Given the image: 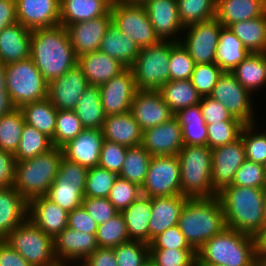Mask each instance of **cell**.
Returning <instances> with one entry per match:
<instances>
[{"label": "cell", "mask_w": 266, "mask_h": 266, "mask_svg": "<svg viewBox=\"0 0 266 266\" xmlns=\"http://www.w3.org/2000/svg\"><path fill=\"white\" fill-rule=\"evenodd\" d=\"M30 58L49 84L77 65L65 26L31 31Z\"/></svg>", "instance_id": "obj_1"}, {"label": "cell", "mask_w": 266, "mask_h": 266, "mask_svg": "<svg viewBox=\"0 0 266 266\" xmlns=\"http://www.w3.org/2000/svg\"><path fill=\"white\" fill-rule=\"evenodd\" d=\"M227 228L255 236L265 225V189L230 185L217 194Z\"/></svg>", "instance_id": "obj_2"}, {"label": "cell", "mask_w": 266, "mask_h": 266, "mask_svg": "<svg viewBox=\"0 0 266 266\" xmlns=\"http://www.w3.org/2000/svg\"><path fill=\"white\" fill-rule=\"evenodd\" d=\"M178 226L189 245L197 252L205 242L227 228L218 196L188 198L181 210Z\"/></svg>", "instance_id": "obj_3"}, {"label": "cell", "mask_w": 266, "mask_h": 266, "mask_svg": "<svg viewBox=\"0 0 266 266\" xmlns=\"http://www.w3.org/2000/svg\"><path fill=\"white\" fill-rule=\"evenodd\" d=\"M197 266H256L254 237L225 228L196 252Z\"/></svg>", "instance_id": "obj_4"}, {"label": "cell", "mask_w": 266, "mask_h": 266, "mask_svg": "<svg viewBox=\"0 0 266 266\" xmlns=\"http://www.w3.org/2000/svg\"><path fill=\"white\" fill-rule=\"evenodd\" d=\"M62 157V149L53 147L32 159L16 162L12 187L27 201L45 196L58 174Z\"/></svg>", "instance_id": "obj_5"}, {"label": "cell", "mask_w": 266, "mask_h": 266, "mask_svg": "<svg viewBox=\"0 0 266 266\" xmlns=\"http://www.w3.org/2000/svg\"><path fill=\"white\" fill-rule=\"evenodd\" d=\"M180 163L181 195L188 198L217 196L212 189V149L199 145H184L177 154Z\"/></svg>", "instance_id": "obj_6"}, {"label": "cell", "mask_w": 266, "mask_h": 266, "mask_svg": "<svg viewBox=\"0 0 266 266\" xmlns=\"http://www.w3.org/2000/svg\"><path fill=\"white\" fill-rule=\"evenodd\" d=\"M176 41L160 40L140 49L130 67L138 90L158 91L170 80L169 61L171 48Z\"/></svg>", "instance_id": "obj_7"}, {"label": "cell", "mask_w": 266, "mask_h": 266, "mask_svg": "<svg viewBox=\"0 0 266 266\" xmlns=\"http://www.w3.org/2000/svg\"><path fill=\"white\" fill-rule=\"evenodd\" d=\"M6 91L15 108L48 97V83L29 57L5 65Z\"/></svg>", "instance_id": "obj_8"}, {"label": "cell", "mask_w": 266, "mask_h": 266, "mask_svg": "<svg viewBox=\"0 0 266 266\" xmlns=\"http://www.w3.org/2000/svg\"><path fill=\"white\" fill-rule=\"evenodd\" d=\"M4 241L20 253L31 266H60L54 255L53 238L28 218L10 232Z\"/></svg>", "instance_id": "obj_9"}, {"label": "cell", "mask_w": 266, "mask_h": 266, "mask_svg": "<svg viewBox=\"0 0 266 266\" xmlns=\"http://www.w3.org/2000/svg\"><path fill=\"white\" fill-rule=\"evenodd\" d=\"M88 170L62 157L58 174L45 197L67 212L80 207L85 197Z\"/></svg>", "instance_id": "obj_10"}, {"label": "cell", "mask_w": 266, "mask_h": 266, "mask_svg": "<svg viewBox=\"0 0 266 266\" xmlns=\"http://www.w3.org/2000/svg\"><path fill=\"white\" fill-rule=\"evenodd\" d=\"M112 22L140 48L160 41L142 3L112 2Z\"/></svg>", "instance_id": "obj_11"}, {"label": "cell", "mask_w": 266, "mask_h": 266, "mask_svg": "<svg viewBox=\"0 0 266 266\" xmlns=\"http://www.w3.org/2000/svg\"><path fill=\"white\" fill-rule=\"evenodd\" d=\"M222 28L223 25L215 17L190 24L184 27L183 38L179 42L195 64L215 63Z\"/></svg>", "instance_id": "obj_12"}, {"label": "cell", "mask_w": 266, "mask_h": 266, "mask_svg": "<svg viewBox=\"0 0 266 266\" xmlns=\"http://www.w3.org/2000/svg\"><path fill=\"white\" fill-rule=\"evenodd\" d=\"M141 192L150 198L181 195L178 156H152Z\"/></svg>", "instance_id": "obj_13"}, {"label": "cell", "mask_w": 266, "mask_h": 266, "mask_svg": "<svg viewBox=\"0 0 266 266\" xmlns=\"http://www.w3.org/2000/svg\"><path fill=\"white\" fill-rule=\"evenodd\" d=\"M209 97L220 102L233 118L240 120L245 125L257 123L252 95L231 72H223Z\"/></svg>", "instance_id": "obj_14"}, {"label": "cell", "mask_w": 266, "mask_h": 266, "mask_svg": "<svg viewBox=\"0 0 266 266\" xmlns=\"http://www.w3.org/2000/svg\"><path fill=\"white\" fill-rule=\"evenodd\" d=\"M245 159V147L241 137L212 149L211 181L216 194L232 185L233 178Z\"/></svg>", "instance_id": "obj_15"}, {"label": "cell", "mask_w": 266, "mask_h": 266, "mask_svg": "<svg viewBox=\"0 0 266 266\" xmlns=\"http://www.w3.org/2000/svg\"><path fill=\"white\" fill-rule=\"evenodd\" d=\"M102 106L106 116L120 115L130 111L138 91L130 68L99 86Z\"/></svg>", "instance_id": "obj_16"}, {"label": "cell", "mask_w": 266, "mask_h": 266, "mask_svg": "<svg viewBox=\"0 0 266 266\" xmlns=\"http://www.w3.org/2000/svg\"><path fill=\"white\" fill-rule=\"evenodd\" d=\"M53 243L56 260L63 266L69 263L80 264L99 247L96 234H87L68 227L53 239Z\"/></svg>", "instance_id": "obj_17"}, {"label": "cell", "mask_w": 266, "mask_h": 266, "mask_svg": "<svg viewBox=\"0 0 266 266\" xmlns=\"http://www.w3.org/2000/svg\"><path fill=\"white\" fill-rule=\"evenodd\" d=\"M130 112L142 131L167 122L175 115L159 91L149 90L136 92Z\"/></svg>", "instance_id": "obj_18"}, {"label": "cell", "mask_w": 266, "mask_h": 266, "mask_svg": "<svg viewBox=\"0 0 266 266\" xmlns=\"http://www.w3.org/2000/svg\"><path fill=\"white\" fill-rule=\"evenodd\" d=\"M89 86L82 69L76 65L48 84V99L57 110H74Z\"/></svg>", "instance_id": "obj_19"}, {"label": "cell", "mask_w": 266, "mask_h": 266, "mask_svg": "<svg viewBox=\"0 0 266 266\" xmlns=\"http://www.w3.org/2000/svg\"><path fill=\"white\" fill-rule=\"evenodd\" d=\"M142 4L158 38L179 42L184 26L179 19L177 0H145Z\"/></svg>", "instance_id": "obj_20"}, {"label": "cell", "mask_w": 266, "mask_h": 266, "mask_svg": "<svg viewBox=\"0 0 266 266\" xmlns=\"http://www.w3.org/2000/svg\"><path fill=\"white\" fill-rule=\"evenodd\" d=\"M141 145L151 156L177 155L184 146L178 119L174 116L167 122L143 131Z\"/></svg>", "instance_id": "obj_21"}, {"label": "cell", "mask_w": 266, "mask_h": 266, "mask_svg": "<svg viewBox=\"0 0 266 266\" xmlns=\"http://www.w3.org/2000/svg\"><path fill=\"white\" fill-rule=\"evenodd\" d=\"M17 21L29 30L60 25V0H15Z\"/></svg>", "instance_id": "obj_22"}, {"label": "cell", "mask_w": 266, "mask_h": 266, "mask_svg": "<svg viewBox=\"0 0 266 266\" xmlns=\"http://www.w3.org/2000/svg\"><path fill=\"white\" fill-rule=\"evenodd\" d=\"M112 22L111 12L104 16L65 26L77 57L99 50L100 43Z\"/></svg>", "instance_id": "obj_23"}, {"label": "cell", "mask_w": 266, "mask_h": 266, "mask_svg": "<svg viewBox=\"0 0 266 266\" xmlns=\"http://www.w3.org/2000/svg\"><path fill=\"white\" fill-rule=\"evenodd\" d=\"M104 136L102 130L84 129L61 147L63 157L90 169L98 166Z\"/></svg>", "instance_id": "obj_24"}, {"label": "cell", "mask_w": 266, "mask_h": 266, "mask_svg": "<svg viewBox=\"0 0 266 266\" xmlns=\"http://www.w3.org/2000/svg\"><path fill=\"white\" fill-rule=\"evenodd\" d=\"M68 213L45 196L28 201L27 218L53 239L68 226Z\"/></svg>", "instance_id": "obj_25"}, {"label": "cell", "mask_w": 266, "mask_h": 266, "mask_svg": "<svg viewBox=\"0 0 266 266\" xmlns=\"http://www.w3.org/2000/svg\"><path fill=\"white\" fill-rule=\"evenodd\" d=\"M188 197L172 195L152 198V214L149 222V244L153 238L178 225L179 216Z\"/></svg>", "instance_id": "obj_26"}, {"label": "cell", "mask_w": 266, "mask_h": 266, "mask_svg": "<svg viewBox=\"0 0 266 266\" xmlns=\"http://www.w3.org/2000/svg\"><path fill=\"white\" fill-rule=\"evenodd\" d=\"M77 65L82 69L89 85L94 86L105 84L126 69L118 60L99 50L79 56Z\"/></svg>", "instance_id": "obj_27"}, {"label": "cell", "mask_w": 266, "mask_h": 266, "mask_svg": "<svg viewBox=\"0 0 266 266\" xmlns=\"http://www.w3.org/2000/svg\"><path fill=\"white\" fill-rule=\"evenodd\" d=\"M31 30L19 22L0 31V63L18 62L30 57Z\"/></svg>", "instance_id": "obj_28"}, {"label": "cell", "mask_w": 266, "mask_h": 266, "mask_svg": "<svg viewBox=\"0 0 266 266\" xmlns=\"http://www.w3.org/2000/svg\"><path fill=\"white\" fill-rule=\"evenodd\" d=\"M101 130L105 140L127 148L141 145L143 131L130 111L106 116Z\"/></svg>", "instance_id": "obj_29"}, {"label": "cell", "mask_w": 266, "mask_h": 266, "mask_svg": "<svg viewBox=\"0 0 266 266\" xmlns=\"http://www.w3.org/2000/svg\"><path fill=\"white\" fill-rule=\"evenodd\" d=\"M28 201L13 187L0 189V240L27 219Z\"/></svg>", "instance_id": "obj_30"}, {"label": "cell", "mask_w": 266, "mask_h": 266, "mask_svg": "<svg viewBox=\"0 0 266 266\" xmlns=\"http://www.w3.org/2000/svg\"><path fill=\"white\" fill-rule=\"evenodd\" d=\"M265 13L266 0H216L215 18L223 27L254 19Z\"/></svg>", "instance_id": "obj_31"}, {"label": "cell", "mask_w": 266, "mask_h": 266, "mask_svg": "<svg viewBox=\"0 0 266 266\" xmlns=\"http://www.w3.org/2000/svg\"><path fill=\"white\" fill-rule=\"evenodd\" d=\"M112 0H60V25L89 21L110 11Z\"/></svg>", "instance_id": "obj_32"}, {"label": "cell", "mask_w": 266, "mask_h": 266, "mask_svg": "<svg viewBox=\"0 0 266 266\" xmlns=\"http://www.w3.org/2000/svg\"><path fill=\"white\" fill-rule=\"evenodd\" d=\"M140 49L131 38L120 32L113 22L110 23L99 46V51L115 58L126 68L133 65Z\"/></svg>", "instance_id": "obj_33"}, {"label": "cell", "mask_w": 266, "mask_h": 266, "mask_svg": "<svg viewBox=\"0 0 266 266\" xmlns=\"http://www.w3.org/2000/svg\"><path fill=\"white\" fill-rule=\"evenodd\" d=\"M121 213L124 217L130 240L144 242L149 245L152 198L141 195Z\"/></svg>", "instance_id": "obj_34"}, {"label": "cell", "mask_w": 266, "mask_h": 266, "mask_svg": "<svg viewBox=\"0 0 266 266\" xmlns=\"http://www.w3.org/2000/svg\"><path fill=\"white\" fill-rule=\"evenodd\" d=\"M231 73L251 94L266 87V53H252L239 63Z\"/></svg>", "instance_id": "obj_35"}, {"label": "cell", "mask_w": 266, "mask_h": 266, "mask_svg": "<svg viewBox=\"0 0 266 266\" xmlns=\"http://www.w3.org/2000/svg\"><path fill=\"white\" fill-rule=\"evenodd\" d=\"M73 111L85 129L101 130L106 115L102 106L99 86L89 85L80 96Z\"/></svg>", "instance_id": "obj_36"}, {"label": "cell", "mask_w": 266, "mask_h": 266, "mask_svg": "<svg viewBox=\"0 0 266 266\" xmlns=\"http://www.w3.org/2000/svg\"><path fill=\"white\" fill-rule=\"evenodd\" d=\"M174 116L178 119L182 128L184 145H207V124L202 116L199 104L181 109Z\"/></svg>", "instance_id": "obj_37"}, {"label": "cell", "mask_w": 266, "mask_h": 266, "mask_svg": "<svg viewBox=\"0 0 266 266\" xmlns=\"http://www.w3.org/2000/svg\"><path fill=\"white\" fill-rule=\"evenodd\" d=\"M19 109L22 111L24 121L27 125L36 128L51 140L53 139L58 110L48 98L27 103Z\"/></svg>", "instance_id": "obj_38"}, {"label": "cell", "mask_w": 266, "mask_h": 266, "mask_svg": "<svg viewBox=\"0 0 266 266\" xmlns=\"http://www.w3.org/2000/svg\"><path fill=\"white\" fill-rule=\"evenodd\" d=\"M252 53H266V13L263 16L238 21L228 27Z\"/></svg>", "instance_id": "obj_39"}, {"label": "cell", "mask_w": 266, "mask_h": 266, "mask_svg": "<svg viewBox=\"0 0 266 266\" xmlns=\"http://www.w3.org/2000/svg\"><path fill=\"white\" fill-rule=\"evenodd\" d=\"M250 52L243 46L237 36L223 27L220 33L215 63L224 71L231 72Z\"/></svg>", "instance_id": "obj_40"}, {"label": "cell", "mask_w": 266, "mask_h": 266, "mask_svg": "<svg viewBox=\"0 0 266 266\" xmlns=\"http://www.w3.org/2000/svg\"><path fill=\"white\" fill-rule=\"evenodd\" d=\"M158 91L174 114L181 109L199 104L201 100L191 79L169 80Z\"/></svg>", "instance_id": "obj_41"}, {"label": "cell", "mask_w": 266, "mask_h": 266, "mask_svg": "<svg viewBox=\"0 0 266 266\" xmlns=\"http://www.w3.org/2000/svg\"><path fill=\"white\" fill-rule=\"evenodd\" d=\"M151 158L152 156L142 145L127 148L125 161L118 177L142 187Z\"/></svg>", "instance_id": "obj_42"}, {"label": "cell", "mask_w": 266, "mask_h": 266, "mask_svg": "<svg viewBox=\"0 0 266 266\" xmlns=\"http://www.w3.org/2000/svg\"><path fill=\"white\" fill-rule=\"evenodd\" d=\"M53 147L49 137L25 123L21 140L14 154L15 160L16 162H21L32 159L39 154L49 151Z\"/></svg>", "instance_id": "obj_43"}, {"label": "cell", "mask_w": 266, "mask_h": 266, "mask_svg": "<svg viewBox=\"0 0 266 266\" xmlns=\"http://www.w3.org/2000/svg\"><path fill=\"white\" fill-rule=\"evenodd\" d=\"M25 125L22 111L14 108L0 117V149L13 154L17 151Z\"/></svg>", "instance_id": "obj_44"}, {"label": "cell", "mask_w": 266, "mask_h": 266, "mask_svg": "<svg viewBox=\"0 0 266 266\" xmlns=\"http://www.w3.org/2000/svg\"><path fill=\"white\" fill-rule=\"evenodd\" d=\"M179 19L185 27L215 17L216 0H177Z\"/></svg>", "instance_id": "obj_45"}, {"label": "cell", "mask_w": 266, "mask_h": 266, "mask_svg": "<svg viewBox=\"0 0 266 266\" xmlns=\"http://www.w3.org/2000/svg\"><path fill=\"white\" fill-rule=\"evenodd\" d=\"M99 247L114 248L130 241L127 226L121 212L104 224H99L96 233Z\"/></svg>", "instance_id": "obj_46"}, {"label": "cell", "mask_w": 266, "mask_h": 266, "mask_svg": "<svg viewBox=\"0 0 266 266\" xmlns=\"http://www.w3.org/2000/svg\"><path fill=\"white\" fill-rule=\"evenodd\" d=\"M85 128L73 110H58L56 129L51 140L54 147L61 148L75 139Z\"/></svg>", "instance_id": "obj_47"}, {"label": "cell", "mask_w": 266, "mask_h": 266, "mask_svg": "<svg viewBox=\"0 0 266 266\" xmlns=\"http://www.w3.org/2000/svg\"><path fill=\"white\" fill-rule=\"evenodd\" d=\"M256 126L255 123L245 125L240 137L244 142L246 159L264 165L266 163V129L259 131L255 128Z\"/></svg>", "instance_id": "obj_48"}, {"label": "cell", "mask_w": 266, "mask_h": 266, "mask_svg": "<svg viewBox=\"0 0 266 266\" xmlns=\"http://www.w3.org/2000/svg\"><path fill=\"white\" fill-rule=\"evenodd\" d=\"M118 174L106 168L96 166L87 174L85 197L108 198Z\"/></svg>", "instance_id": "obj_49"}, {"label": "cell", "mask_w": 266, "mask_h": 266, "mask_svg": "<svg viewBox=\"0 0 266 266\" xmlns=\"http://www.w3.org/2000/svg\"><path fill=\"white\" fill-rule=\"evenodd\" d=\"M245 124L241 121H221L215 124H207V146L211 149L232 143L240 138Z\"/></svg>", "instance_id": "obj_50"}, {"label": "cell", "mask_w": 266, "mask_h": 266, "mask_svg": "<svg viewBox=\"0 0 266 266\" xmlns=\"http://www.w3.org/2000/svg\"><path fill=\"white\" fill-rule=\"evenodd\" d=\"M149 256L156 266H196L194 249H149Z\"/></svg>", "instance_id": "obj_51"}, {"label": "cell", "mask_w": 266, "mask_h": 266, "mask_svg": "<svg viewBox=\"0 0 266 266\" xmlns=\"http://www.w3.org/2000/svg\"><path fill=\"white\" fill-rule=\"evenodd\" d=\"M223 72L216 63L195 64L192 85L201 97L209 96Z\"/></svg>", "instance_id": "obj_52"}, {"label": "cell", "mask_w": 266, "mask_h": 266, "mask_svg": "<svg viewBox=\"0 0 266 266\" xmlns=\"http://www.w3.org/2000/svg\"><path fill=\"white\" fill-rule=\"evenodd\" d=\"M117 266H141L149 257V245L130 240L113 248Z\"/></svg>", "instance_id": "obj_53"}, {"label": "cell", "mask_w": 266, "mask_h": 266, "mask_svg": "<svg viewBox=\"0 0 266 266\" xmlns=\"http://www.w3.org/2000/svg\"><path fill=\"white\" fill-rule=\"evenodd\" d=\"M142 195L141 187L128 180L117 177L108 196L111 204L122 212Z\"/></svg>", "instance_id": "obj_54"}, {"label": "cell", "mask_w": 266, "mask_h": 266, "mask_svg": "<svg viewBox=\"0 0 266 266\" xmlns=\"http://www.w3.org/2000/svg\"><path fill=\"white\" fill-rule=\"evenodd\" d=\"M232 185L266 189V173L264 165L245 159L237 170Z\"/></svg>", "instance_id": "obj_55"}, {"label": "cell", "mask_w": 266, "mask_h": 266, "mask_svg": "<svg viewBox=\"0 0 266 266\" xmlns=\"http://www.w3.org/2000/svg\"><path fill=\"white\" fill-rule=\"evenodd\" d=\"M195 62L180 42L171 48L169 61L170 80L191 79Z\"/></svg>", "instance_id": "obj_56"}, {"label": "cell", "mask_w": 266, "mask_h": 266, "mask_svg": "<svg viewBox=\"0 0 266 266\" xmlns=\"http://www.w3.org/2000/svg\"><path fill=\"white\" fill-rule=\"evenodd\" d=\"M126 152L127 147L104 139L98 166L119 174L125 161Z\"/></svg>", "instance_id": "obj_57"}, {"label": "cell", "mask_w": 266, "mask_h": 266, "mask_svg": "<svg viewBox=\"0 0 266 266\" xmlns=\"http://www.w3.org/2000/svg\"><path fill=\"white\" fill-rule=\"evenodd\" d=\"M82 205L98 225L104 224L119 213L108 198L84 197Z\"/></svg>", "instance_id": "obj_58"}, {"label": "cell", "mask_w": 266, "mask_h": 266, "mask_svg": "<svg viewBox=\"0 0 266 266\" xmlns=\"http://www.w3.org/2000/svg\"><path fill=\"white\" fill-rule=\"evenodd\" d=\"M193 249L178 225L158 234L149 244V249Z\"/></svg>", "instance_id": "obj_59"}, {"label": "cell", "mask_w": 266, "mask_h": 266, "mask_svg": "<svg viewBox=\"0 0 266 266\" xmlns=\"http://www.w3.org/2000/svg\"><path fill=\"white\" fill-rule=\"evenodd\" d=\"M199 106L206 124H215L221 121H240L233 118L220 102L209 96L201 97Z\"/></svg>", "instance_id": "obj_60"}, {"label": "cell", "mask_w": 266, "mask_h": 266, "mask_svg": "<svg viewBox=\"0 0 266 266\" xmlns=\"http://www.w3.org/2000/svg\"><path fill=\"white\" fill-rule=\"evenodd\" d=\"M68 228L84 233L96 234L98 224L81 205L68 213Z\"/></svg>", "instance_id": "obj_61"}, {"label": "cell", "mask_w": 266, "mask_h": 266, "mask_svg": "<svg viewBox=\"0 0 266 266\" xmlns=\"http://www.w3.org/2000/svg\"><path fill=\"white\" fill-rule=\"evenodd\" d=\"M15 164L14 154L0 149V189L13 186Z\"/></svg>", "instance_id": "obj_62"}, {"label": "cell", "mask_w": 266, "mask_h": 266, "mask_svg": "<svg viewBox=\"0 0 266 266\" xmlns=\"http://www.w3.org/2000/svg\"><path fill=\"white\" fill-rule=\"evenodd\" d=\"M81 266H117L113 248L98 247Z\"/></svg>", "instance_id": "obj_63"}, {"label": "cell", "mask_w": 266, "mask_h": 266, "mask_svg": "<svg viewBox=\"0 0 266 266\" xmlns=\"http://www.w3.org/2000/svg\"><path fill=\"white\" fill-rule=\"evenodd\" d=\"M0 266H31L28 261L4 239L0 240Z\"/></svg>", "instance_id": "obj_64"}, {"label": "cell", "mask_w": 266, "mask_h": 266, "mask_svg": "<svg viewBox=\"0 0 266 266\" xmlns=\"http://www.w3.org/2000/svg\"><path fill=\"white\" fill-rule=\"evenodd\" d=\"M17 21L15 0H0V31Z\"/></svg>", "instance_id": "obj_65"}, {"label": "cell", "mask_w": 266, "mask_h": 266, "mask_svg": "<svg viewBox=\"0 0 266 266\" xmlns=\"http://www.w3.org/2000/svg\"><path fill=\"white\" fill-rule=\"evenodd\" d=\"M254 241L257 260H266V224L255 234Z\"/></svg>", "instance_id": "obj_66"}, {"label": "cell", "mask_w": 266, "mask_h": 266, "mask_svg": "<svg viewBox=\"0 0 266 266\" xmlns=\"http://www.w3.org/2000/svg\"><path fill=\"white\" fill-rule=\"evenodd\" d=\"M14 108L7 91H0V117L8 114Z\"/></svg>", "instance_id": "obj_67"}, {"label": "cell", "mask_w": 266, "mask_h": 266, "mask_svg": "<svg viewBox=\"0 0 266 266\" xmlns=\"http://www.w3.org/2000/svg\"><path fill=\"white\" fill-rule=\"evenodd\" d=\"M0 91H6L5 65L0 63Z\"/></svg>", "instance_id": "obj_68"}, {"label": "cell", "mask_w": 266, "mask_h": 266, "mask_svg": "<svg viewBox=\"0 0 266 266\" xmlns=\"http://www.w3.org/2000/svg\"><path fill=\"white\" fill-rule=\"evenodd\" d=\"M145 0H112V2L143 3Z\"/></svg>", "instance_id": "obj_69"}, {"label": "cell", "mask_w": 266, "mask_h": 266, "mask_svg": "<svg viewBox=\"0 0 266 266\" xmlns=\"http://www.w3.org/2000/svg\"><path fill=\"white\" fill-rule=\"evenodd\" d=\"M141 266H156V264L149 256L147 260Z\"/></svg>", "instance_id": "obj_70"}, {"label": "cell", "mask_w": 266, "mask_h": 266, "mask_svg": "<svg viewBox=\"0 0 266 266\" xmlns=\"http://www.w3.org/2000/svg\"><path fill=\"white\" fill-rule=\"evenodd\" d=\"M256 266H266V260H257Z\"/></svg>", "instance_id": "obj_71"}, {"label": "cell", "mask_w": 266, "mask_h": 266, "mask_svg": "<svg viewBox=\"0 0 266 266\" xmlns=\"http://www.w3.org/2000/svg\"><path fill=\"white\" fill-rule=\"evenodd\" d=\"M264 219L266 224V189H265V199H264Z\"/></svg>", "instance_id": "obj_72"}]
</instances>
